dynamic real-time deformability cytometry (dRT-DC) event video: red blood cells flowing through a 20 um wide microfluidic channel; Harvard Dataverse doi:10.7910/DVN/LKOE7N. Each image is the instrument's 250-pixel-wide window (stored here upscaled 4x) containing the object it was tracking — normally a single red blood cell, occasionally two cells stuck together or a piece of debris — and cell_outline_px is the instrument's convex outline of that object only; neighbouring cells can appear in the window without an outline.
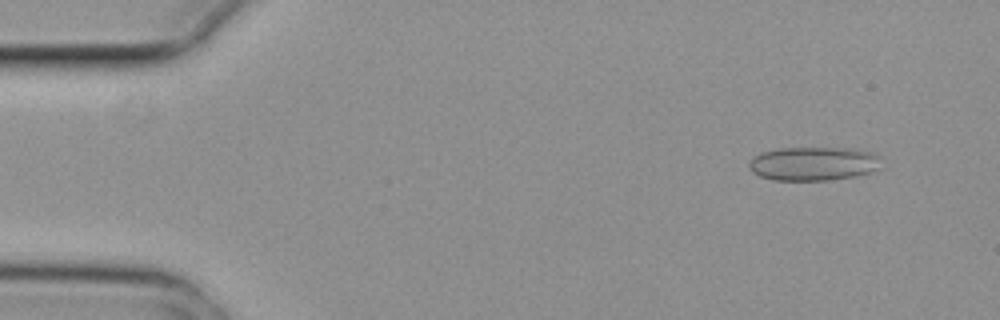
{"species": "common noctule bat (a hibernating species)", "species_latin": "Nyctalus noctula", "temperature_condition": "cold", "stored_images_in_passage": 4, "camera_frame_rate_fps": 3000, "um_per_image_px": 0.085, "animal": {"sex": "female", "body_mass_g": 29.2, "forearm_length_mm": 56.3}, "frame": {"image": 1, "passage_image": 1, "time_ms": 0.0, "image_size_px": [1000, 320], "cell_outline_px": [[880, 168], [872, 172], [856, 176], [828, 180], [772, 180], [760, 176], [752, 172], [748, 168], [748, 164], [752, 156], [760, 152], [780, 148], [856, 148], [872, 152], [880, 156]], "centroid_in_image_um": [69.14, 13.9], "position_along_channel_um": 15.9, "area_um2": 26.47}}
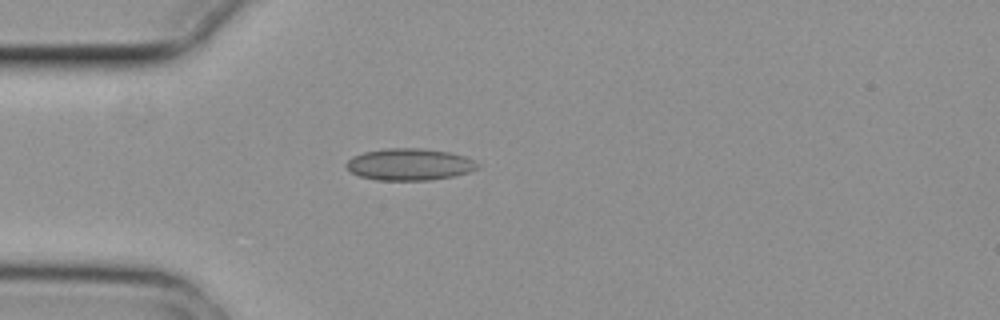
{"frame": {"image": 2, "passage_image": 4, "time_ms": 1.0, "image_size_px": [1000, 320], "cell_outline_px": [[480, 168], [468, 172], [452, 176], [428, 180], [376, 180], [360, 176], [352, 172], [344, 164], [352, 156], [364, 152], [384, 148], [424, 148], [448, 152], [464, 156], [480, 164]], "centroid_in_image_um": [34.8, 13.97], "position_along_channel_um": 50.2, "area_um2": 24.33}}